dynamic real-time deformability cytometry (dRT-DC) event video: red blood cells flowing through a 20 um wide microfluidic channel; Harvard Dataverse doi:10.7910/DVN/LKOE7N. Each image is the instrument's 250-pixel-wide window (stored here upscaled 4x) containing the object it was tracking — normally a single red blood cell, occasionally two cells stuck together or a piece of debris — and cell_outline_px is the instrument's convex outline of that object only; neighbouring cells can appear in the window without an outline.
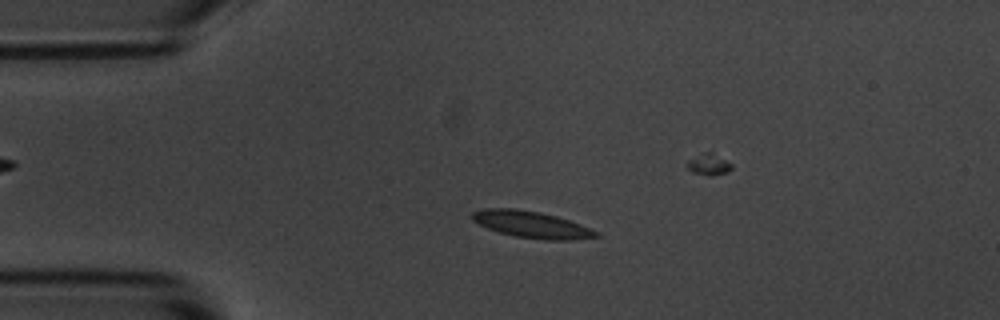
{"species": "common noctule bat (a hibernating species)", "species_latin": "Nyctalus noctula", "temperature_condition": "room temperature", "stored_images_in_passage": 5, "camera_frame_rate_fps": 3000, "um_per_image_px": 0.085, "animal": {"sex": "male", "body_mass_g": 20.1, "forearm_length_mm": 53.5}, "frame": {"image": 1, "passage_image": 4, "time_ms": 3.667, "image_size_px": [1000, 320], "cell_outline_px": [[600, 236], [572, 240], [544, 240], [516, 236], [500, 232], [488, 228], [472, 220], [472, 212], [484, 208], [516, 208], [540, 212], [556, 216], [580, 224], [600, 232]], "centroid_in_image_um": [45.2, 19.08], "position_along_channel_um": 39.8, "area_um2": 19.19}}